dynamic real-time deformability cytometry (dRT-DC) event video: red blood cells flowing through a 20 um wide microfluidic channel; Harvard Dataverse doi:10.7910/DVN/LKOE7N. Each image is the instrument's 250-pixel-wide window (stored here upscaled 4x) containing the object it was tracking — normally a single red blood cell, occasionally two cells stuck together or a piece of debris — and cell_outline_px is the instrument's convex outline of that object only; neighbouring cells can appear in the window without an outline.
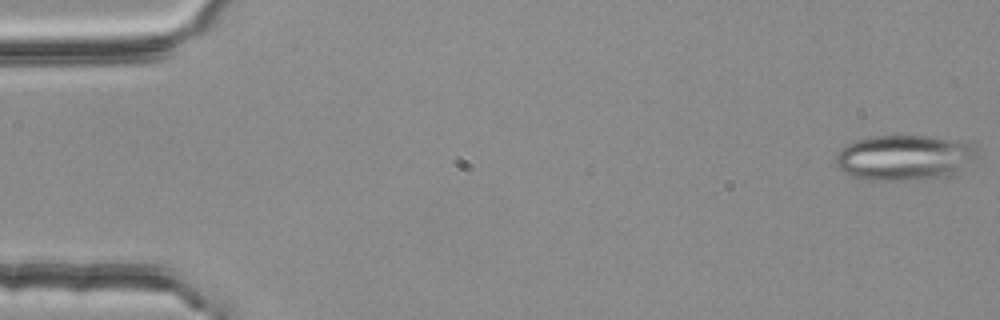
{"species": "common noctule bat (a hibernating species)", "species_latin": "Nyctalus noctula", "temperature_condition": "room temperature", "stored_images_in_passage": 55, "segment_of_instrument_passage": [1, 2], "camera_frame_rate_fps": 3000, "um_per_image_px": 0.085, "animal": {"sex": "female", "body_mass_g": 25.1}, "frame": {"image": 1, "passage_image": 1, "time_ms": 0.0, "image_size_px": [1000, 320], "cell_outline_px": [[980, 160], [960, 172], [952, 176], [916, 180], [868, 180], [852, 176], [844, 172], [836, 164], [836, 152], [840, 148], [856, 140], [872, 136], [932, 136], [972, 140], [980, 156]], "centroid_in_image_um": [77.04, 13.39], "position_along_channel_um": 8.0, "area_um2": 38.78}}